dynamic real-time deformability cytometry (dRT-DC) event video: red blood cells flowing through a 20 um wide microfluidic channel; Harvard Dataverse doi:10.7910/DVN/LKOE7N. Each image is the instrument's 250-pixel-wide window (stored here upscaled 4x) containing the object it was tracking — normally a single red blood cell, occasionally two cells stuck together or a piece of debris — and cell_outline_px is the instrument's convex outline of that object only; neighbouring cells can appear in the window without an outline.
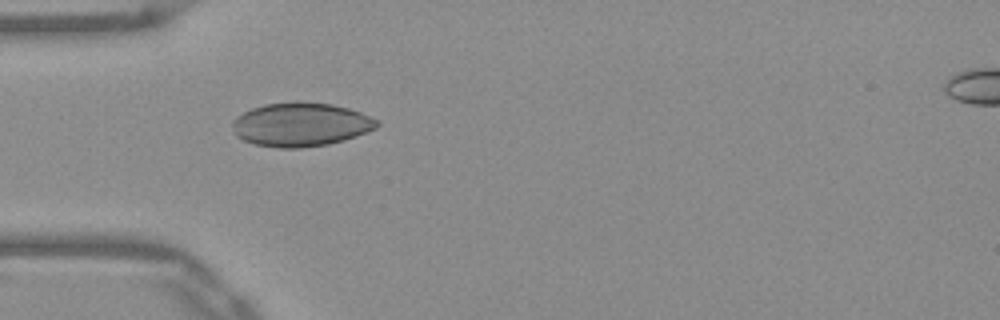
{"species": "Egyptian fruit bat (a non-hibernating species)", "species_latin": "Rousettus aegyptiacus", "temperature_condition": "warm", "stored_images_in_passage": 37, "camera_frame_rate_fps": 3000, "um_per_image_px": 0.085, "frame": {"image": 1, "passage_image": 1, "time_ms": 0.0, "image_size_px": [1000, 320], "cell_outline_px": [[380, 124], [376, 128], [356, 136], [344, 140], [328, 144], [300, 148], [280, 148], [256, 144], [244, 140], [236, 136], [232, 124], [232, 120], [236, 116], [252, 108], [264, 104], [296, 100], [332, 104], [348, 108], [360, 112], [376, 120]], "centroid_in_image_um": [25.55, 10.57], "position_along_channel_um": 59.5, "area_um2": 36.99}}
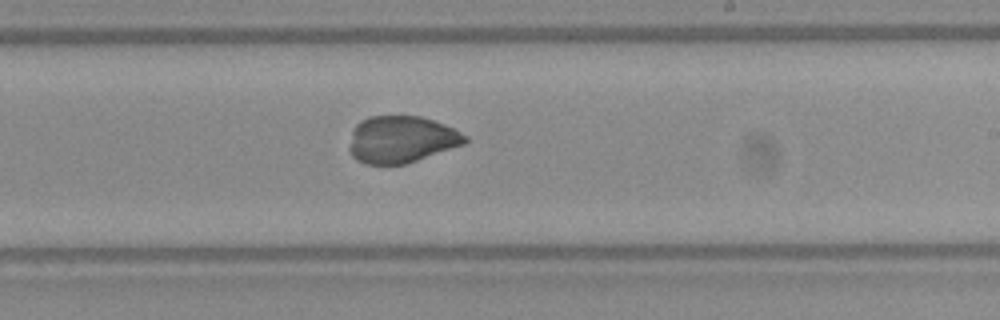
{"frame": {"image": 2, "passage_image": 16, "time_ms": 5.0, "image_size_px": [1000, 320], "cell_outline_px": [[468, 140], [464, 144], [404, 164], [364, 164], [356, 160], [352, 156], [348, 148], [352, 128], [360, 120], [368, 116], [420, 116], [444, 124], [468, 136]], "centroid_in_image_um": [34.06, 11.84], "position_along_channel_um": 254.9, "area_um2": 31.67}}
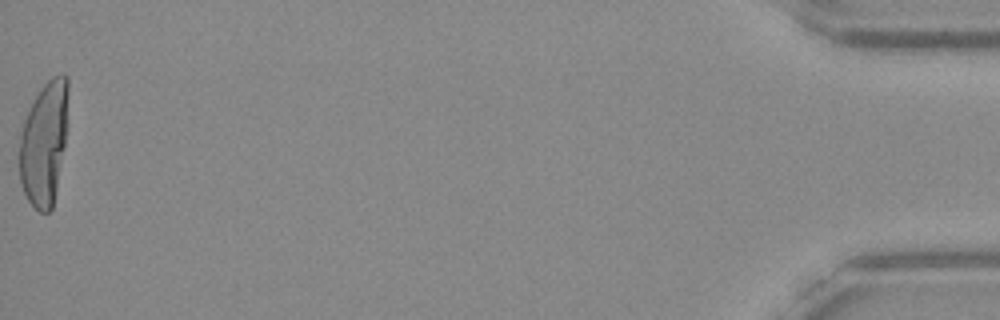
{"frame": {"image": 3, "passage_image": 37, "time_ms": 12.0, "image_size_px": [1000, 320], "cell_outline_px": [[68, 128], [52, 208], [48, 212], [40, 212], [28, 200], [24, 192], [20, 180], [20, 132], [24, 120], [40, 88], [52, 76], [60, 72], [64, 72], [68, 76]], "centroid_in_image_um": [3.78, 12.09], "position_along_channel_um": 431.4, "area_um2": 35.37}}